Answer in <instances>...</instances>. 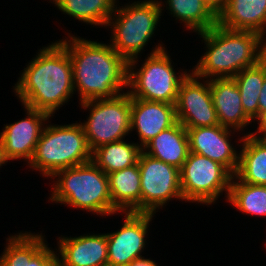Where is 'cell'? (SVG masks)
I'll return each mask as SVG.
<instances>
[{
  "instance_id": "1",
  "label": "cell",
  "mask_w": 266,
  "mask_h": 266,
  "mask_svg": "<svg viewBox=\"0 0 266 266\" xmlns=\"http://www.w3.org/2000/svg\"><path fill=\"white\" fill-rule=\"evenodd\" d=\"M59 41L67 48L79 103L112 99L128 89V61L109 43L86 40L71 32ZM124 89V90H123Z\"/></svg>"
},
{
  "instance_id": "2",
  "label": "cell",
  "mask_w": 266,
  "mask_h": 266,
  "mask_svg": "<svg viewBox=\"0 0 266 266\" xmlns=\"http://www.w3.org/2000/svg\"><path fill=\"white\" fill-rule=\"evenodd\" d=\"M13 92L22 105L53 117L75 94L67 48L59 40L40 48L20 73Z\"/></svg>"
},
{
  "instance_id": "3",
  "label": "cell",
  "mask_w": 266,
  "mask_h": 266,
  "mask_svg": "<svg viewBox=\"0 0 266 266\" xmlns=\"http://www.w3.org/2000/svg\"><path fill=\"white\" fill-rule=\"evenodd\" d=\"M198 36L206 52L191 71L200 79L234 78L260 61L263 37L256 32L231 30L217 23Z\"/></svg>"
},
{
  "instance_id": "4",
  "label": "cell",
  "mask_w": 266,
  "mask_h": 266,
  "mask_svg": "<svg viewBox=\"0 0 266 266\" xmlns=\"http://www.w3.org/2000/svg\"><path fill=\"white\" fill-rule=\"evenodd\" d=\"M49 201L68 205L104 218L119 211L113 206L107 174L93 161L57 171ZM56 179V181H55Z\"/></svg>"
},
{
  "instance_id": "5",
  "label": "cell",
  "mask_w": 266,
  "mask_h": 266,
  "mask_svg": "<svg viewBox=\"0 0 266 266\" xmlns=\"http://www.w3.org/2000/svg\"><path fill=\"white\" fill-rule=\"evenodd\" d=\"M46 124L28 163L32 171L51 178L61 169L92 161V151L80 123L52 125L48 120Z\"/></svg>"
},
{
  "instance_id": "6",
  "label": "cell",
  "mask_w": 266,
  "mask_h": 266,
  "mask_svg": "<svg viewBox=\"0 0 266 266\" xmlns=\"http://www.w3.org/2000/svg\"><path fill=\"white\" fill-rule=\"evenodd\" d=\"M107 21L111 30L110 45L127 61L140 57L155 36L163 12L159 0H138L119 5ZM139 55V56H138Z\"/></svg>"
},
{
  "instance_id": "7",
  "label": "cell",
  "mask_w": 266,
  "mask_h": 266,
  "mask_svg": "<svg viewBox=\"0 0 266 266\" xmlns=\"http://www.w3.org/2000/svg\"><path fill=\"white\" fill-rule=\"evenodd\" d=\"M164 45L157 43L139 69L138 57L128 61L127 92L131 98L175 105L179 86L191 70L176 72Z\"/></svg>"
},
{
  "instance_id": "8",
  "label": "cell",
  "mask_w": 266,
  "mask_h": 266,
  "mask_svg": "<svg viewBox=\"0 0 266 266\" xmlns=\"http://www.w3.org/2000/svg\"><path fill=\"white\" fill-rule=\"evenodd\" d=\"M79 105L89 110L86 121L79 122L92 152L102 145L124 140L130 135L131 96L127 90L112 99L84 101Z\"/></svg>"
},
{
  "instance_id": "9",
  "label": "cell",
  "mask_w": 266,
  "mask_h": 266,
  "mask_svg": "<svg viewBox=\"0 0 266 266\" xmlns=\"http://www.w3.org/2000/svg\"><path fill=\"white\" fill-rule=\"evenodd\" d=\"M233 175L220 163L189 152L180 169L182 197L185 202L212 205L224 193L229 196Z\"/></svg>"
},
{
  "instance_id": "10",
  "label": "cell",
  "mask_w": 266,
  "mask_h": 266,
  "mask_svg": "<svg viewBox=\"0 0 266 266\" xmlns=\"http://www.w3.org/2000/svg\"><path fill=\"white\" fill-rule=\"evenodd\" d=\"M138 167L141 179L140 213L156 214L173 199L184 201L180 169L157 160L143 151L138 159Z\"/></svg>"
},
{
  "instance_id": "11",
  "label": "cell",
  "mask_w": 266,
  "mask_h": 266,
  "mask_svg": "<svg viewBox=\"0 0 266 266\" xmlns=\"http://www.w3.org/2000/svg\"><path fill=\"white\" fill-rule=\"evenodd\" d=\"M175 110L177 121L185 129L219 124L212 101L209 80L200 79L192 72L179 86Z\"/></svg>"
},
{
  "instance_id": "12",
  "label": "cell",
  "mask_w": 266,
  "mask_h": 266,
  "mask_svg": "<svg viewBox=\"0 0 266 266\" xmlns=\"http://www.w3.org/2000/svg\"><path fill=\"white\" fill-rule=\"evenodd\" d=\"M124 221L120 229L106 233L108 264L128 266L148 245L146 237L155 214L120 212Z\"/></svg>"
},
{
  "instance_id": "13",
  "label": "cell",
  "mask_w": 266,
  "mask_h": 266,
  "mask_svg": "<svg viewBox=\"0 0 266 266\" xmlns=\"http://www.w3.org/2000/svg\"><path fill=\"white\" fill-rule=\"evenodd\" d=\"M22 106L26 117L4 125L0 138L4 145L5 156L9 161L23 159L28 164L33 157L44 126L52 116L47 112Z\"/></svg>"
},
{
  "instance_id": "14",
  "label": "cell",
  "mask_w": 266,
  "mask_h": 266,
  "mask_svg": "<svg viewBox=\"0 0 266 266\" xmlns=\"http://www.w3.org/2000/svg\"><path fill=\"white\" fill-rule=\"evenodd\" d=\"M189 151L223 165L233 176L239 165V151L231 143L235 130L218 125L186 129ZM232 136V137H230Z\"/></svg>"
},
{
  "instance_id": "15",
  "label": "cell",
  "mask_w": 266,
  "mask_h": 266,
  "mask_svg": "<svg viewBox=\"0 0 266 266\" xmlns=\"http://www.w3.org/2000/svg\"><path fill=\"white\" fill-rule=\"evenodd\" d=\"M57 238L58 266H106L108 264L106 233H87Z\"/></svg>"
},
{
  "instance_id": "16",
  "label": "cell",
  "mask_w": 266,
  "mask_h": 266,
  "mask_svg": "<svg viewBox=\"0 0 266 266\" xmlns=\"http://www.w3.org/2000/svg\"><path fill=\"white\" fill-rule=\"evenodd\" d=\"M176 122L175 105L131 98L130 133L136 130L141 148Z\"/></svg>"
},
{
  "instance_id": "17",
  "label": "cell",
  "mask_w": 266,
  "mask_h": 266,
  "mask_svg": "<svg viewBox=\"0 0 266 266\" xmlns=\"http://www.w3.org/2000/svg\"><path fill=\"white\" fill-rule=\"evenodd\" d=\"M210 90L218 122L221 126L245 131L253 121L245 114L238 86L233 78L209 80Z\"/></svg>"
},
{
  "instance_id": "18",
  "label": "cell",
  "mask_w": 266,
  "mask_h": 266,
  "mask_svg": "<svg viewBox=\"0 0 266 266\" xmlns=\"http://www.w3.org/2000/svg\"><path fill=\"white\" fill-rule=\"evenodd\" d=\"M218 23L231 30L252 31L266 36V0H228Z\"/></svg>"
},
{
  "instance_id": "19",
  "label": "cell",
  "mask_w": 266,
  "mask_h": 266,
  "mask_svg": "<svg viewBox=\"0 0 266 266\" xmlns=\"http://www.w3.org/2000/svg\"><path fill=\"white\" fill-rule=\"evenodd\" d=\"M147 155L181 169L189 154V140L185 127L177 121L146 144Z\"/></svg>"
},
{
  "instance_id": "20",
  "label": "cell",
  "mask_w": 266,
  "mask_h": 266,
  "mask_svg": "<svg viewBox=\"0 0 266 266\" xmlns=\"http://www.w3.org/2000/svg\"><path fill=\"white\" fill-rule=\"evenodd\" d=\"M107 176L113 206L119 212L140 213L141 179L138 163Z\"/></svg>"
},
{
  "instance_id": "21",
  "label": "cell",
  "mask_w": 266,
  "mask_h": 266,
  "mask_svg": "<svg viewBox=\"0 0 266 266\" xmlns=\"http://www.w3.org/2000/svg\"><path fill=\"white\" fill-rule=\"evenodd\" d=\"M165 1V2H164ZM159 0L162 11L164 5L169 16L183 23L186 30L196 35L211 29L218 23V17L207 7L203 0ZM182 21V22H181Z\"/></svg>"
},
{
  "instance_id": "22",
  "label": "cell",
  "mask_w": 266,
  "mask_h": 266,
  "mask_svg": "<svg viewBox=\"0 0 266 266\" xmlns=\"http://www.w3.org/2000/svg\"><path fill=\"white\" fill-rule=\"evenodd\" d=\"M237 140L240 143L239 165L234 176L243 183L266 186V148L250 134Z\"/></svg>"
},
{
  "instance_id": "23",
  "label": "cell",
  "mask_w": 266,
  "mask_h": 266,
  "mask_svg": "<svg viewBox=\"0 0 266 266\" xmlns=\"http://www.w3.org/2000/svg\"><path fill=\"white\" fill-rule=\"evenodd\" d=\"M62 14L87 25L105 27L113 14L117 0H52Z\"/></svg>"
},
{
  "instance_id": "24",
  "label": "cell",
  "mask_w": 266,
  "mask_h": 266,
  "mask_svg": "<svg viewBox=\"0 0 266 266\" xmlns=\"http://www.w3.org/2000/svg\"><path fill=\"white\" fill-rule=\"evenodd\" d=\"M125 139L102 145L92 152V161L106 174L138 163L142 148L138 142Z\"/></svg>"
},
{
  "instance_id": "25",
  "label": "cell",
  "mask_w": 266,
  "mask_h": 266,
  "mask_svg": "<svg viewBox=\"0 0 266 266\" xmlns=\"http://www.w3.org/2000/svg\"><path fill=\"white\" fill-rule=\"evenodd\" d=\"M266 76V67L259 61L241 70L233 79L240 91L243 111L255 123L259 118V95Z\"/></svg>"
},
{
  "instance_id": "26",
  "label": "cell",
  "mask_w": 266,
  "mask_h": 266,
  "mask_svg": "<svg viewBox=\"0 0 266 266\" xmlns=\"http://www.w3.org/2000/svg\"><path fill=\"white\" fill-rule=\"evenodd\" d=\"M227 202L242 214L265 217L266 186L243 183L233 176Z\"/></svg>"
},
{
  "instance_id": "27",
  "label": "cell",
  "mask_w": 266,
  "mask_h": 266,
  "mask_svg": "<svg viewBox=\"0 0 266 266\" xmlns=\"http://www.w3.org/2000/svg\"><path fill=\"white\" fill-rule=\"evenodd\" d=\"M28 231L9 235L0 258L8 266H24L26 260H31L47 243L42 232Z\"/></svg>"
},
{
  "instance_id": "28",
  "label": "cell",
  "mask_w": 266,
  "mask_h": 266,
  "mask_svg": "<svg viewBox=\"0 0 266 266\" xmlns=\"http://www.w3.org/2000/svg\"><path fill=\"white\" fill-rule=\"evenodd\" d=\"M46 244L31 260H26L24 266H58L57 252Z\"/></svg>"
},
{
  "instance_id": "29",
  "label": "cell",
  "mask_w": 266,
  "mask_h": 266,
  "mask_svg": "<svg viewBox=\"0 0 266 266\" xmlns=\"http://www.w3.org/2000/svg\"><path fill=\"white\" fill-rule=\"evenodd\" d=\"M203 2L218 17L224 11L228 0H203Z\"/></svg>"
},
{
  "instance_id": "30",
  "label": "cell",
  "mask_w": 266,
  "mask_h": 266,
  "mask_svg": "<svg viewBox=\"0 0 266 266\" xmlns=\"http://www.w3.org/2000/svg\"><path fill=\"white\" fill-rule=\"evenodd\" d=\"M255 132H246L243 135H251L260 145L266 148V127H257Z\"/></svg>"
},
{
  "instance_id": "31",
  "label": "cell",
  "mask_w": 266,
  "mask_h": 266,
  "mask_svg": "<svg viewBox=\"0 0 266 266\" xmlns=\"http://www.w3.org/2000/svg\"><path fill=\"white\" fill-rule=\"evenodd\" d=\"M266 112V76L262 85V91L259 95V117Z\"/></svg>"
},
{
  "instance_id": "32",
  "label": "cell",
  "mask_w": 266,
  "mask_h": 266,
  "mask_svg": "<svg viewBox=\"0 0 266 266\" xmlns=\"http://www.w3.org/2000/svg\"><path fill=\"white\" fill-rule=\"evenodd\" d=\"M128 266H158L155 260L145 258L144 256L136 258Z\"/></svg>"
},
{
  "instance_id": "33",
  "label": "cell",
  "mask_w": 266,
  "mask_h": 266,
  "mask_svg": "<svg viewBox=\"0 0 266 266\" xmlns=\"http://www.w3.org/2000/svg\"><path fill=\"white\" fill-rule=\"evenodd\" d=\"M10 162L4 153V145L2 144V140L0 138V168L6 165V163Z\"/></svg>"
},
{
  "instance_id": "34",
  "label": "cell",
  "mask_w": 266,
  "mask_h": 266,
  "mask_svg": "<svg viewBox=\"0 0 266 266\" xmlns=\"http://www.w3.org/2000/svg\"><path fill=\"white\" fill-rule=\"evenodd\" d=\"M260 61L266 67V37H263V40H262V43H261V57H260Z\"/></svg>"
},
{
  "instance_id": "35",
  "label": "cell",
  "mask_w": 266,
  "mask_h": 266,
  "mask_svg": "<svg viewBox=\"0 0 266 266\" xmlns=\"http://www.w3.org/2000/svg\"><path fill=\"white\" fill-rule=\"evenodd\" d=\"M258 127H266V112H264L257 120Z\"/></svg>"
},
{
  "instance_id": "36",
  "label": "cell",
  "mask_w": 266,
  "mask_h": 266,
  "mask_svg": "<svg viewBox=\"0 0 266 266\" xmlns=\"http://www.w3.org/2000/svg\"><path fill=\"white\" fill-rule=\"evenodd\" d=\"M0 266H8V265L0 258Z\"/></svg>"
},
{
  "instance_id": "37",
  "label": "cell",
  "mask_w": 266,
  "mask_h": 266,
  "mask_svg": "<svg viewBox=\"0 0 266 266\" xmlns=\"http://www.w3.org/2000/svg\"><path fill=\"white\" fill-rule=\"evenodd\" d=\"M106 266H122V265H112V264H107Z\"/></svg>"
}]
</instances>
